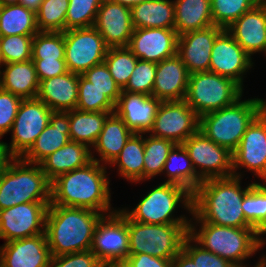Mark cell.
Masks as SVG:
<instances>
[{
    "mask_svg": "<svg viewBox=\"0 0 266 267\" xmlns=\"http://www.w3.org/2000/svg\"><path fill=\"white\" fill-rule=\"evenodd\" d=\"M241 177L211 178L201 182L192 194V218L196 223H211L229 227H252L245 219L241 204L245 189Z\"/></svg>",
    "mask_w": 266,
    "mask_h": 267,
    "instance_id": "1",
    "label": "cell"
},
{
    "mask_svg": "<svg viewBox=\"0 0 266 267\" xmlns=\"http://www.w3.org/2000/svg\"><path fill=\"white\" fill-rule=\"evenodd\" d=\"M107 167L97 161L58 176L51 182L50 205L81 207L111 214L110 180Z\"/></svg>",
    "mask_w": 266,
    "mask_h": 267,
    "instance_id": "2",
    "label": "cell"
},
{
    "mask_svg": "<svg viewBox=\"0 0 266 267\" xmlns=\"http://www.w3.org/2000/svg\"><path fill=\"white\" fill-rule=\"evenodd\" d=\"M102 213L88 208L49 205L45 234L52 257L91 250Z\"/></svg>",
    "mask_w": 266,
    "mask_h": 267,
    "instance_id": "3",
    "label": "cell"
},
{
    "mask_svg": "<svg viewBox=\"0 0 266 267\" xmlns=\"http://www.w3.org/2000/svg\"><path fill=\"white\" fill-rule=\"evenodd\" d=\"M197 225L190 221L189 236L203 249L229 261L235 267H247L244 260L253 256L266 243L253 227H229L211 223ZM243 262V263H242Z\"/></svg>",
    "mask_w": 266,
    "mask_h": 267,
    "instance_id": "4",
    "label": "cell"
},
{
    "mask_svg": "<svg viewBox=\"0 0 266 267\" xmlns=\"http://www.w3.org/2000/svg\"><path fill=\"white\" fill-rule=\"evenodd\" d=\"M200 117L199 130L217 145L234 152L252 121L266 108V100L241 101Z\"/></svg>",
    "mask_w": 266,
    "mask_h": 267,
    "instance_id": "5",
    "label": "cell"
},
{
    "mask_svg": "<svg viewBox=\"0 0 266 267\" xmlns=\"http://www.w3.org/2000/svg\"><path fill=\"white\" fill-rule=\"evenodd\" d=\"M28 202H51V182L39 164L13 158L0 175V210Z\"/></svg>",
    "mask_w": 266,
    "mask_h": 267,
    "instance_id": "6",
    "label": "cell"
},
{
    "mask_svg": "<svg viewBox=\"0 0 266 267\" xmlns=\"http://www.w3.org/2000/svg\"><path fill=\"white\" fill-rule=\"evenodd\" d=\"M180 203L192 214V193L173 183H161L148 192L132 211L121 209L131 220L145 224H190L185 215L174 211Z\"/></svg>",
    "mask_w": 266,
    "mask_h": 267,
    "instance_id": "7",
    "label": "cell"
},
{
    "mask_svg": "<svg viewBox=\"0 0 266 267\" xmlns=\"http://www.w3.org/2000/svg\"><path fill=\"white\" fill-rule=\"evenodd\" d=\"M190 224H145L128 217L129 255L144 253L173 259L189 235Z\"/></svg>",
    "mask_w": 266,
    "mask_h": 267,
    "instance_id": "8",
    "label": "cell"
},
{
    "mask_svg": "<svg viewBox=\"0 0 266 267\" xmlns=\"http://www.w3.org/2000/svg\"><path fill=\"white\" fill-rule=\"evenodd\" d=\"M243 89L233 80L211 71L189 74L186 103L199 117L234 104Z\"/></svg>",
    "mask_w": 266,
    "mask_h": 267,
    "instance_id": "9",
    "label": "cell"
},
{
    "mask_svg": "<svg viewBox=\"0 0 266 267\" xmlns=\"http://www.w3.org/2000/svg\"><path fill=\"white\" fill-rule=\"evenodd\" d=\"M91 251L105 267L121 265L129 256L128 216L121 209L98 221Z\"/></svg>",
    "mask_w": 266,
    "mask_h": 267,
    "instance_id": "10",
    "label": "cell"
},
{
    "mask_svg": "<svg viewBox=\"0 0 266 267\" xmlns=\"http://www.w3.org/2000/svg\"><path fill=\"white\" fill-rule=\"evenodd\" d=\"M52 110L41 100L23 99L19 105L12 131L11 143L7 145L14 158H21L34 144L40 133L50 123Z\"/></svg>",
    "mask_w": 266,
    "mask_h": 267,
    "instance_id": "11",
    "label": "cell"
},
{
    "mask_svg": "<svg viewBox=\"0 0 266 267\" xmlns=\"http://www.w3.org/2000/svg\"><path fill=\"white\" fill-rule=\"evenodd\" d=\"M182 145L202 180L233 176L232 152L214 143L200 130L191 135Z\"/></svg>",
    "mask_w": 266,
    "mask_h": 267,
    "instance_id": "12",
    "label": "cell"
},
{
    "mask_svg": "<svg viewBox=\"0 0 266 267\" xmlns=\"http://www.w3.org/2000/svg\"><path fill=\"white\" fill-rule=\"evenodd\" d=\"M64 43L68 71L79 75L104 62L108 50L94 26L64 31Z\"/></svg>",
    "mask_w": 266,
    "mask_h": 267,
    "instance_id": "13",
    "label": "cell"
},
{
    "mask_svg": "<svg viewBox=\"0 0 266 267\" xmlns=\"http://www.w3.org/2000/svg\"><path fill=\"white\" fill-rule=\"evenodd\" d=\"M199 125L200 117L185 100L162 101L149 133L182 144L199 130Z\"/></svg>",
    "mask_w": 266,
    "mask_h": 267,
    "instance_id": "14",
    "label": "cell"
},
{
    "mask_svg": "<svg viewBox=\"0 0 266 267\" xmlns=\"http://www.w3.org/2000/svg\"><path fill=\"white\" fill-rule=\"evenodd\" d=\"M50 202H28L0 210V238L6 242L45 233Z\"/></svg>",
    "mask_w": 266,
    "mask_h": 267,
    "instance_id": "15",
    "label": "cell"
},
{
    "mask_svg": "<svg viewBox=\"0 0 266 267\" xmlns=\"http://www.w3.org/2000/svg\"><path fill=\"white\" fill-rule=\"evenodd\" d=\"M233 176L242 177L240 167L266 181V108L252 121L232 153Z\"/></svg>",
    "mask_w": 266,
    "mask_h": 267,
    "instance_id": "16",
    "label": "cell"
},
{
    "mask_svg": "<svg viewBox=\"0 0 266 267\" xmlns=\"http://www.w3.org/2000/svg\"><path fill=\"white\" fill-rule=\"evenodd\" d=\"M252 66V57L224 29L213 44L209 71L233 80L243 89V75Z\"/></svg>",
    "mask_w": 266,
    "mask_h": 267,
    "instance_id": "17",
    "label": "cell"
},
{
    "mask_svg": "<svg viewBox=\"0 0 266 267\" xmlns=\"http://www.w3.org/2000/svg\"><path fill=\"white\" fill-rule=\"evenodd\" d=\"M178 36L175 29L137 28L128 48L138 59L159 63L177 54Z\"/></svg>",
    "mask_w": 266,
    "mask_h": 267,
    "instance_id": "18",
    "label": "cell"
},
{
    "mask_svg": "<svg viewBox=\"0 0 266 267\" xmlns=\"http://www.w3.org/2000/svg\"><path fill=\"white\" fill-rule=\"evenodd\" d=\"M93 26L108 48L128 47L134 30L131 8L110 0H102Z\"/></svg>",
    "mask_w": 266,
    "mask_h": 267,
    "instance_id": "19",
    "label": "cell"
},
{
    "mask_svg": "<svg viewBox=\"0 0 266 267\" xmlns=\"http://www.w3.org/2000/svg\"><path fill=\"white\" fill-rule=\"evenodd\" d=\"M223 30L213 25L178 36L177 55L185 64L189 74L209 71L213 44Z\"/></svg>",
    "mask_w": 266,
    "mask_h": 267,
    "instance_id": "20",
    "label": "cell"
},
{
    "mask_svg": "<svg viewBox=\"0 0 266 267\" xmlns=\"http://www.w3.org/2000/svg\"><path fill=\"white\" fill-rule=\"evenodd\" d=\"M51 259L45 233L5 242L0 247L2 267H49Z\"/></svg>",
    "mask_w": 266,
    "mask_h": 267,
    "instance_id": "21",
    "label": "cell"
},
{
    "mask_svg": "<svg viewBox=\"0 0 266 267\" xmlns=\"http://www.w3.org/2000/svg\"><path fill=\"white\" fill-rule=\"evenodd\" d=\"M161 102L154 96L122 90L114 113L133 133L146 134L153 127Z\"/></svg>",
    "mask_w": 266,
    "mask_h": 267,
    "instance_id": "22",
    "label": "cell"
},
{
    "mask_svg": "<svg viewBox=\"0 0 266 267\" xmlns=\"http://www.w3.org/2000/svg\"><path fill=\"white\" fill-rule=\"evenodd\" d=\"M226 30L250 57L256 52L266 54V1H260Z\"/></svg>",
    "mask_w": 266,
    "mask_h": 267,
    "instance_id": "23",
    "label": "cell"
},
{
    "mask_svg": "<svg viewBox=\"0 0 266 267\" xmlns=\"http://www.w3.org/2000/svg\"><path fill=\"white\" fill-rule=\"evenodd\" d=\"M189 73L177 54L156 63L152 96L161 101L184 100L188 89Z\"/></svg>",
    "mask_w": 266,
    "mask_h": 267,
    "instance_id": "24",
    "label": "cell"
},
{
    "mask_svg": "<svg viewBox=\"0 0 266 267\" xmlns=\"http://www.w3.org/2000/svg\"><path fill=\"white\" fill-rule=\"evenodd\" d=\"M79 74L66 72L39 82L37 99L52 111L67 112L76 109Z\"/></svg>",
    "mask_w": 266,
    "mask_h": 267,
    "instance_id": "25",
    "label": "cell"
},
{
    "mask_svg": "<svg viewBox=\"0 0 266 267\" xmlns=\"http://www.w3.org/2000/svg\"><path fill=\"white\" fill-rule=\"evenodd\" d=\"M69 141L68 111H53L50 117V123L21 158L32 164H39L44 158L63 147Z\"/></svg>",
    "mask_w": 266,
    "mask_h": 267,
    "instance_id": "26",
    "label": "cell"
},
{
    "mask_svg": "<svg viewBox=\"0 0 266 267\" xmlns=\"http://www.w3.org/2000/svg\"><path fill=\"white\" fill-rule=\"evenodd\" d=\"M86 144L69 141L63 147L44 158L39 165L50 182L58 176L82 168L92 161Z\"/></svg>",
    "mask_w": 266,
    "mask_h": 267,
    "instance_id": "27",
    "label": "cell"
},
{
    "mask_svg": "<svg viewBox=\"0 0 266 267\" xmlns=\"http://www.w3.org/2000/svg\"><path fill=\"white\" fill-rule=\"evenodd\" d=\"M134 133L115 113L110 114L104 122L95 144L94 151L100 155V160L91 155L93 161L103 162L102 165L112 164L119 156L126 142ZM106 164V165H105Z\"/></svg>",
    "mask_w": 266,
    "mask_h": 267,
    "instance_id": "28",
    "label": "cell"
},
{
    "mask_svg": "<svg viewBox=\"0 0 266 267\" xmlns=\"http://www.w3.org/2000/svg\"><path fill=\"white\" fill-rule=\"evenodd\" d=\"M3 66H5L4 71H0V87L2 89L22 99L37 97L40 81L32 59Z\"/></svg>",
    "mask_w": 266,
    "mask_h": 267,
    "instance_id": "29",
    "label": "cell"
},
{
    "mask_svg": "<svg viewBox=\"0 0 266 267\" xmlns=\"http://www.w3.org/2000/svg\"><path fill=\"white\" fill-rule=\"evenodd\" d=\"M131 16L134 29H174V2L172 0H148L133 6L131 8Z\"/></svg>",
    "mask_w": 266,
    "mask_h": 267,
    "instance_id": "30",
    "label": "cell"
},
{
    "mask_svg": "<svg viewBox=\"0 0 266 267\" xmlns=\"http://www.w3.org/2000/svg\"><path fill=\"white\" fill-rule=\"evenodd\" d=\"M178 35L213 26L211 0H173Z\"/></svg>",
    "mask_w": 266,
    "mask_h": 267,
    "instance_id": "31",
    "label": "cell"
},
{
    "mask_svg": "<svg viewBox=\"0 0 266 267\" xmlns=\"http://www.w3.org/2000/svg\"><path fill=\"white\" fill-rule=\"evenodd\" d=\"M163 172L168 179L164 182L180 185L192 194L203 181L196 173L187 150L175 144L170 150Z\"/></svg>",
    "mask_w": 266,
    "mask_h": 267,
    "instance_id": "32",
    "label": "cell"
},
{
    "mask_svg": "<svg viewBox=\"0 0 266 267\" xmlns=\"http://www.w3.org/2000/svg\"><path fill=\"white\" fill-rule=\"evenodd\" d=\"M110 112L68 111L70 141L93 146Z\"/></svg>",
    "mask_w": 266,
    "mask_h": 267,
    "instance_id": "33",
    "label": "cell"
},
{
    "mask_svg": "<svg viewBox=\"0 0 266 267\" xmlns=\"http://www.w3.org/2000/svg\"><path fill=\"white\" fill-rule=\"evenodd\" d=\"M118 166L119 174L131 182L143 181L144 138L134 133L124 145L119 156L112 162Z\"/></svg>",
    "mask_w": 266,
    "mask_h": 267,
    "instance_id": "34",
    "label": "cell"
},
{
    "mask_svg": "<svg viewBox=\"0 0 266 267\" xmlns=\"http://www.w3.org/2000/svg\"><path fill=\"white\" fill-rule=\"evenodd\" d=\"M36 13L23 5L0 6V36L38 33Z\"/></svg>",
    "mask_w": 266,
    "mask_h": 267,
    "instance_id": "35",
    "label": "cell"
},
{
    "mask_svg": "<svg viewBox=\"0 0 266 267\" xmlns=\"http://www.w3.org/2000/svg\"><path fill=\"white\" fill-rule=\"evenodd\" d=\"M246 221L261 235L266 234V181L253 182L241 204Z\"/></svg>",
    "mask_w": 266,
    "mask_h": 267,
    "instance_id": "36",
    "label": "cell"
},
{
    "mask_svg": "<svg viewBox=\"0 0 266 267\" xmlns=\"http://www.w3.org/2000/svg\"><path fill=\"white\" fill-rule=\"evenodd\" d=\"M144 138V168L143 181L150 180L163 173L165 162L170 150L175 145L172 141L164 138H156L149 134Z\"/></svg>",
    "mask_w": 266,
    "mask_h": 267,
    "instance_id": "37",
    "label": "cell"
},
{
    "mask_svg": "<svg viewBox=\"0 0 266 267\" xmlns=\"http://www.w3.org/2000/svg\"><path fill=\"white\" fill-rule=\"evenodd\" d=\"M137 60L138 58L128 47L108 48L104 62L112 78L121 90H123L129 82Z\"/></svg>",
    "mask_w": 266,
    "mask_h": 267,
    "instance_id": "38",
    "label": "cell"
},
{
    "mask_svg": "<svg viewBox=\"0 0 266 267\" xmlns=\"http://www.w3.org/2000/svg\"><path fill=\"white\" fill-rule=\"evenodd\" d=\"M69 0H43L36 12L39 31L64 32Z\"/></svg>",
    "mask_w": 266,
    "mask_h": 267,
    "instance_id": "39",
    "label": "cell"
},
{
    "mask_svg": "<svg viewBox=\"0 0 266 267\" xmlns=\"http://www.w3.org/2000/svg\"><path fill=\"white\" fill-rule=\"evenodd\" d=\"M259 2L260 0H211L213 23L226 29Z\"/></svg>",
    "mask_w": 266,
    "mask_h": 267,
    "instance_id": "40",
    "label": "cell"
},
{
    "mask_svg": "<svg viewBox=\"0 0 266 267\" xmlns=\"http://www.w3.org/2000/svg\"><path fill=\"white\" fill-rule=\"evenodd\" d=\"M31 59H65L64 32L39 31L33 37Z\"/></svg>",
    "mask_w": 266,
    "mask_h": 267,
    "instance_id": "41",
    "label": "cell"
},
{
    "mask_svg": "<svg viewBox=\"0 0 266 267\" xmlns=\"http://www.w3.org/2000/svg\"><path fill=\"white\" fill-rule=\"evenodd\" d=\"M76 109L89 112H110L112 114L115 110V104L91 82L79 75Z\"/></svg>",
    "mask_w": 266,
    "mask_h": 267,
    "instance_id": "42",
    "label": "cell"
},
{
    "mask_svg": "<svg viewBox=\"0 0 266 267\" xmlns=\"http://www.w3.org/2000/svg\"><path fill=\"white\" fill-rule=\"evenodd\" d=\"M101 3L102 0H69L65 31L93 26Z\"/></svg>",
    "mask_w": 266,
    "mask_h": 267,
    "instance_id": "43",
    "label": "cell"
},
{
    "mask_svg": "<svg viewBox=\"0 0 266 267\" xmlns=\"http://www.w3.org/2000/svg\"><path fill=\"white\" fill-rule=\"evenodd\" d=\"M34 36H0V53L4 64L29 61Z\"/></svg>",
    "mask_w": 266,
    "mask_h": 267,
    "instance_id": "44",
    "label": "cell"
},
{
    "mask_svg": "<svg viewBox=\"0 0 266 267\" xmlns=\"http://www.w3.org/2000/svg\"><path fill=\"white\" fill-rule=\"evenodd\" d=\"M155 75L156 63L138 59L129 82L123 91L152 96Z\"/></svg>",
    "mask_w": 266,
    "mask_h": 267,
    "instance_id": "45",
    "label": "cell"
},
{
    "mask_svg": "<svg viewBox=\"0 0 266 267\" xmlns=\"http://www.w3.org/2000/svg\"><path fill=\"white\" fill-rule=\"evenodd\" d=\"M82 76L102 91L114 104L117 103L122 90L112 78L105 62L91 67Z\"/></svg>",
    "mask_w": 266,
    "mask_h": 267,
    "instance_id": "46",
    "label": "cell"
},
{
    "mask_svg": "<svg viewBox=\"0 0 266 267\" xmlns=\"http://www.w3.org/2000/svg\"><path fill=\"white\" fill-rule=\"evenodd\" d=\"M182 250L193 260L196 267H235L229 261L196 245L189 235L183 242Z\"/></svg>",
    "mask_w": 266,
    "mask_h": 267,
    "instance_id": "47",
    "label": "cell"
},
{
    "mask_svg": "<svg viewBox=\"0 0 266 267\" xmlns=\"http://www.w3.org/2000/svg\"><path fill=\"white\" fill-rule=\"evenodd\" d=\"M22 100L0 87V138L11 130Z\"/></svg>",
    "mask_w": 266,
    "mask_h": 267,
    "instance_id": "48",
    "label": "cell"
},
{
    "mask_svg": "<svg viewBox=\"0 0 266 267\" xmlns=\"http://www.w3.org/2000/svg\"><path fill=\"white\" fill-rule=\"evenodd\" d=\"M49 267H105L91 251L52 257Z\"/></svg>",
    "mask_w": 266,
    "mask_h": 267,
    "instance_id": "49",
    "label": "cell"
},
{
    "mask_svg": "<svg viewBox=\"0 0 266 267\" xmlns=\"http://www.w3.org/2000/svg\"><path fill=\"white\" fill-rule=\"evenodd\" d=\"M39 81L62 75L68 71L65 59H32Z\"/></svg>",
    "mask_w": 266,
    "mask_h": 267,
    "instance_id": "50",
    "label": "cell"
},
{
    "mask_svg": "<svg viewBox=\"0 0 266 267\" xmlns=\"http://www.w3.org/2000/svg\"><path fill=\"white\" fill-rule=\"evenodd\" d=\"M123 267H172V259H163L144 253L129 255Z\"/></svg>",
    "mask_w": 266,
    "mask_h": 267,
    "instance_id": "51",
    "label": "cell"
},
{
    "mask_svg": "<svg viewBox=\"0 0 266 267\" xmlns=\"http://www.w3.org/2000/svg\"><path fill=\"white\" fill-rule=\"evenodd\" d=\"M172 267H196L193 260L181 250L173 259Z\"/></svg>",
    "mask_w": 266,
    "mask_h": 267,
    "instance_id": "52",
    "label": "cell"
},
{
    "mask_svg": "<svg viewBox=\"0 0 266 267\" xmlns=\"http://www.w3.org/2000/svg\"><path fill=\"white\" fill-rule=\"evenodd\" d=\"M13 158L14 157L8 151L6 143L0 141V175L5 171Z\"/></svg>",
    "mask_w": 266,
    "mask_h": 267,
    "instance_id": "53",
    "label": "cell"
},
{
    "mask_svg": "<svg viewBox=\"0 0 266 267\" xmlns=\"http://www.w3.org/2000/svg\"><path fill=\"white\" fill-rule=\"evenodd\" d=\"M42 2L43 0H19L20 5H23L25 8H28L35 13L39 10Z\"/></svg>",
    "mask_w": 266,
    "mask_h": 267,
    "instance_id": "54",
    "label": "cell"
},
{
    "mask_svg": "<svg viewBox=\"0 0 266 267\" xmlns=\"http://www.w3.org/2000/svg\"><path fill=\"white\" fill-rule=\"evenodd\" d=\"M110 1L132 8L133 6L148 0H110Z\"/></svg>",
    "mask_w": 266,
    "mask_h": 267,
    "instance_id": "55",
    "label": "cell"
},
{
    "mask_svg": "<svg viewBox=\"0 0 266 267\" xmlns=\"http://www.w3.org/2000/svg\"><path fill=\"white\" fill-rule=\"evenodd\" d=\"M19 0H0V6L17 5Z\"/></svg>",
    "mask_w": 266,
    "mask_h": 267,
    "instance_id": "56",
    "label": "cell"
},
{
    "mask_svg": "<svg viewBox=\"0 0 266 267\" xmlns=\"http://www.w3.org/2000/svg\"><path fill=\"white\" fill-rule=\"evenodd\" d=\"M254 267H266V257L265 255L257 262Z\"/></svg>",
    "mask_w": 266,
    "mask_h": 267,
    "instance_id": "57",
    "label": "cell"
},
{
    "mask_svg": "<svg viewBox=\"0 0 266 267\" xmlns=\"http://www.w3.org/2000/svg\"><path fill=\"white\" fill-rule=\"evenodd\" d=\"M3 65H4V63H3V60H2V57H1V53H0V67L3 66Z\"/></svg>",
    "mask_w": 266,
    "mask_h": 267,
    "instance_id": "58",
    "label": "cell"
},
{
    "mask_svg": "<svg viewBox=\"0 0 266 267\" xmlns=\"http://www.w3.org/2000/svg\"><path fill=\"white\" fill-rule=\"evenodd\" d=\"M108 267H123L122 265H111V266H108Z\"/></svg>",
    "mask_w": 266,
    "mask_h": 267,
    "instance_id": "59",
    "label": "cell"
}]
</instances>
